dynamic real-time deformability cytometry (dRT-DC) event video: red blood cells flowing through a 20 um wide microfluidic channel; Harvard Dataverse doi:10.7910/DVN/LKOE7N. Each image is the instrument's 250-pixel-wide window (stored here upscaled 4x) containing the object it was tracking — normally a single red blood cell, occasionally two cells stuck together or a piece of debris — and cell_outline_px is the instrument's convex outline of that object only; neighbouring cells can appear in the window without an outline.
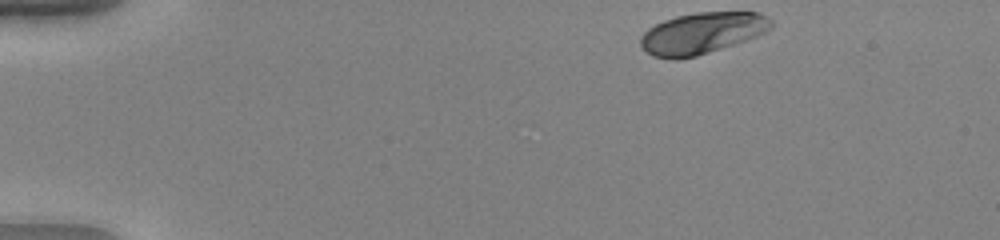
{"species": "human", "species_latin": "Homo sapiens", "temperature_condition": "warm", "stored_images_in_passage": 41, "camera_frame_rate_fps": 3000, "um_per_image_px": 0.085, "donor": {"sex": "female"}, "frame": {"image": 1, "passage_image": 1, "time_ms": 0.0, "image_size_px": [1000, 240], "cell_outline_px": [[772, 28], [756, 36], [696, 56], [676, 60], [652, 56], [640, 44], [640, 36], [648, 28], [664, 20], [676, 16], [696, 12], [760, 12], [772, 20]], "centroid_in_image_um": [59.65, 2.81], "position_along_channel_um": 25.4, "area_um2": 31.27}}
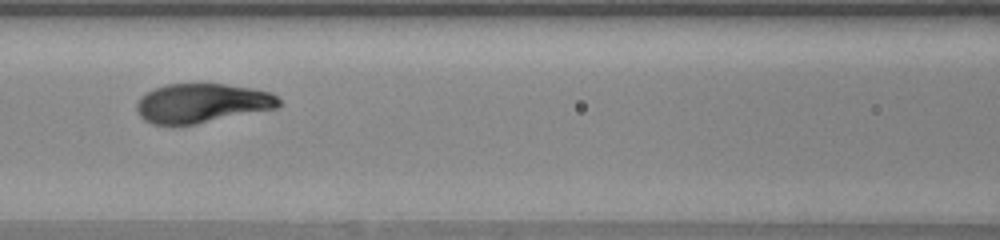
{"frame": {"image": 2, "passage_image": 18, "time_ms": 5.667, "image_size_px": [1000, 240], "cell_outline_px": [[280, 108], [196, 124], [152, 124], [144, 120], [136, 112], [136, 104], [140, 96], [156, 88], [168, 84], [224, 84], [252, 88], [272, 92], [280, 100]], "centroid_in_image_um": [17.19, 8.77], "position_along_channel_um": 149.4, "area_um2": 32.66}}
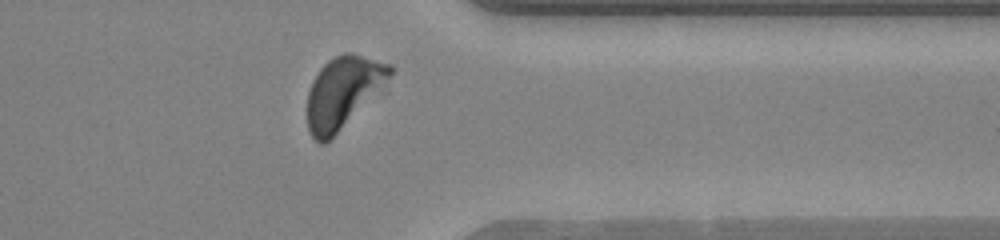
{"frame": {"image": 3, "passage_image": 36, "time_ms": 11.667, "image_size_px": [1000, 240], "cell_outline_px": [[396, 68], [336, 132], [324, 144], [320, 144], [308, 132], [308, 92], [312, 80], [320, 68], [328, 60], [344, 52], [352, 52], [392, 64]], "centroid_in_image_um": [29.09, 7.76], "position_along_channel_um": 382.3, "area_um2": 32.83}, "authors_computed_cell_mechanics": {"area_um2": 32.7726, "velocity_mm_per_s": 3.9502, "shape_relaxation_time_tau1_ms": 1.8524, "shape_relaxation_time_tau2_ms": null, "deformation_change_tau1": 0.1678, "deformation_change_tau2": null}}